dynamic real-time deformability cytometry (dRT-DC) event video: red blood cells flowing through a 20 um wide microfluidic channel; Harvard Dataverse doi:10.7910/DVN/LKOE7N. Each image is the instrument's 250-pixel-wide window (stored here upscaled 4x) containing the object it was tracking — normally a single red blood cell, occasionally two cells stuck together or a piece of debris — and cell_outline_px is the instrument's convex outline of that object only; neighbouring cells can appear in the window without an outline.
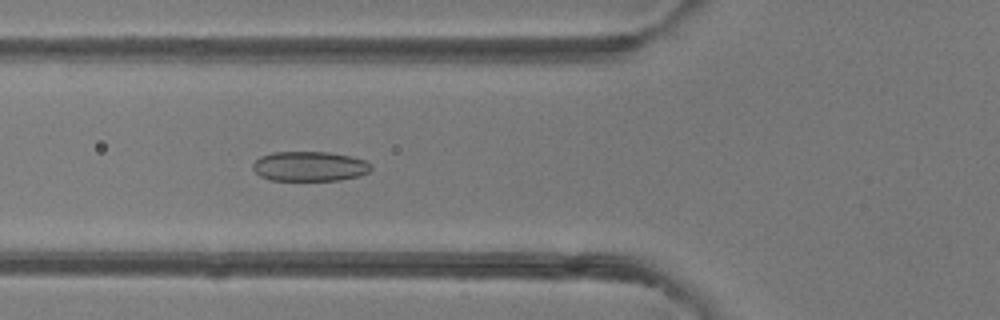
{"species": "common noctule bat (a hibernating species)", "species_latin": "Nyctalus noctula", "temperature_condition": "room temperature", "stored_images_in_passage": 5, "camera_frame_rate_fps": 3000, "um_per_image_px": 0.085, "animal": {"sex": "female"}, "frame": {"image": 1, "passage_image": 5, "time_ms": 5.333, "image_size_px": [1000, 320], "cell_outline_px": [[372, 168], [368, 172], [360, 176], [340, 180], [272, 180], [260, 176], [252, 168], [252, 164], [260, 156], [272, 152], [328, 152], [352, 156], [364, 160], [372, 164]], "centroid_in_image_um": [26.33, 14.13], "position_along_channel_um": 99.5, "area_um2": 20.63}}